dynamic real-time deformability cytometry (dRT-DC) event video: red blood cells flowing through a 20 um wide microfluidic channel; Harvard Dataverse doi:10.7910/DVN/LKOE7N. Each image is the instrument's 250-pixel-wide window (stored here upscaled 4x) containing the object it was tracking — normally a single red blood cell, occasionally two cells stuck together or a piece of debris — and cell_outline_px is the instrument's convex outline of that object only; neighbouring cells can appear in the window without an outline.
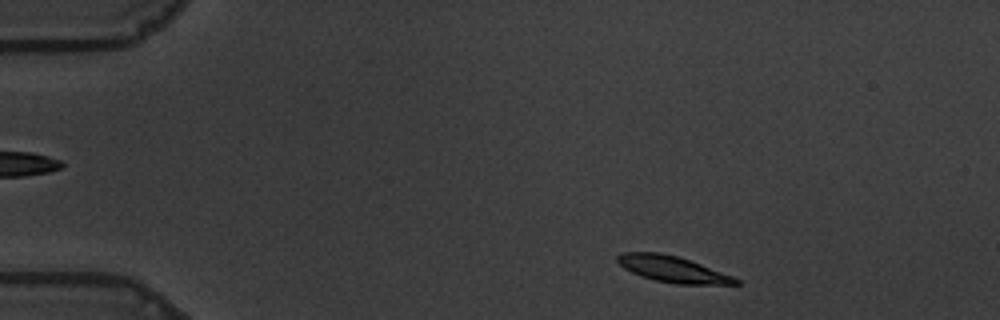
{"species": "common noctule bat (a hibernating species)", "species_latin": "Nyctalus noctula", "temperature_condition": "warm", "stored_images_in_passage": 51, "camera_frame_rate_fps": 3000, "um_per_image_px": 0.085, "animal": {"sex": "male", "body_mass_g": 19.5, "forearm_length_mm": 54.6}, "frame": {"image": 1, "passage_image": 3, "time_ms": 0.667, "image_size_px": [1000, 320], "cell_outline_px": [[740, 284], [676, 284], [656, 280], [640, 276], [624, 268], [616, 260], [616, 256], [624, 252], [660, 252], [676, 256], [700, 264], [732, 276], [740, 280]], "centroid_in_image_um": [57.14, 22.88], "position_along_channel_um": 27.9, "area_um2": 17.74}}
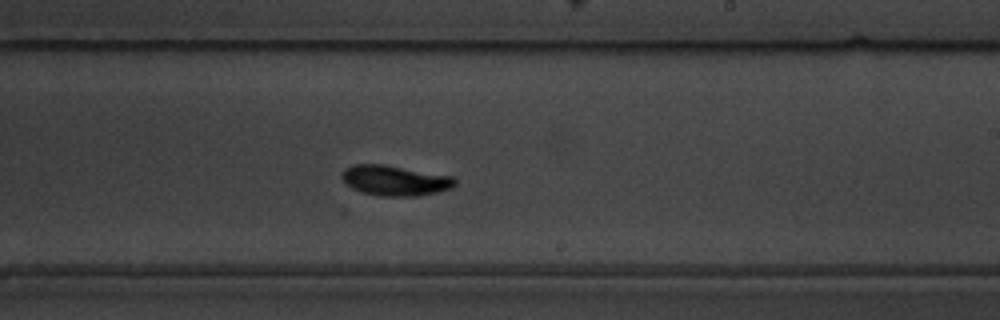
{"frame": {"image": 2, "passage_image": 29, "time_ms": 9.333, "image_size_px": [1000, 320], "cell_outline_px": [[456, 184], [452, 188], [420, 196], [380, 196], [360, 192], [352, 188], [340, 176], [344, 168], [352, 164], [384, 164], [452, 176], [456, 180]], "centroid_in_image_um": [33.56, 15.34], "position_along_channel_um": 255.4, "area_um2": 20.06}}
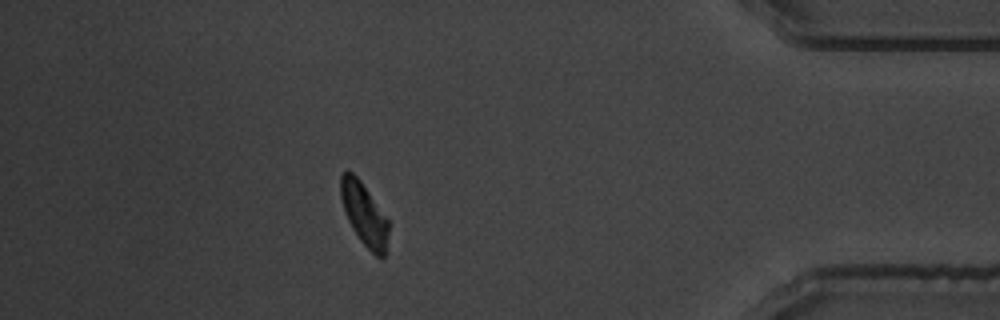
{"frame": {"image": 3, "passage_image": 45, "time_ms": 14.667, "image_size_px": [1000, 320], "cell_outline_px": [[388, 232], [384, 256], [380, 260], [360, 240], [352, 228], [344, 212], [340, 196], [340, 176], [344, 172], [352, 172], [360, 180], [388, 220]], "centroid_in_image_um": [30.93, 18.21], "position_along_channel_um": 404.3, "area_um2": 17.17}, "authors_computed_cell_mechanics": {"area_um2": 18.8428, "velocity_mm_per_s": 3.4993, "shape_relaxation_time_tau1_ms": 2.6513, "shape_relaxation_time_tau2_ms": 8.5315, "deformation_change_tau1": 0.1223, "deformation_change_tau2": 0.1104}}